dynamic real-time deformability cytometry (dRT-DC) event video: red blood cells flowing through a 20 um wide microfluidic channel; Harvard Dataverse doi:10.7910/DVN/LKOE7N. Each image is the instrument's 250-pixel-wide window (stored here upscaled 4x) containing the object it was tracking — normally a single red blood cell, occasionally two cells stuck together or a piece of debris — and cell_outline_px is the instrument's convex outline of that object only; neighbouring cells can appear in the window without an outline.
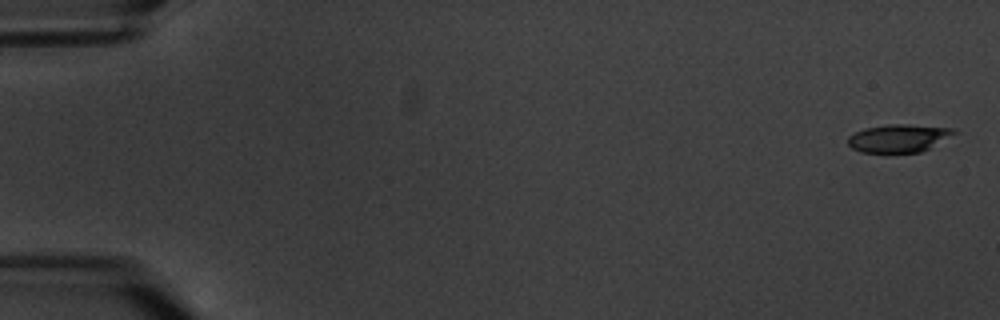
{"species": "common noctule bat (a hibernating species)", "species_latin": "Nyctalus noctula", "temperature_condition": "warm", "stored_images_in_passage": 5, "camera_frame_rate_fps": 3000, "um_per_image_px": 0.085, "animal": {"sex": "male", "body_mass_g": 20.1, "forearm_length_mm": 53.5}, "frame": {"image": 1, "passage_image": 1, "time_ms": 0.0, "image_size_px": [1000, 320], "cell_outline_px": [[960, 132], [920, 152], [884, 156], [860, 152], [852, 148], [848, 144], [848, 136], [864, 128], [888, 124], [904, 124], [952, 128]], "centroid_in_image_um": [76.34, 11.8], "position_along_channel_um": 8.7, "area_um2": 18.03}}
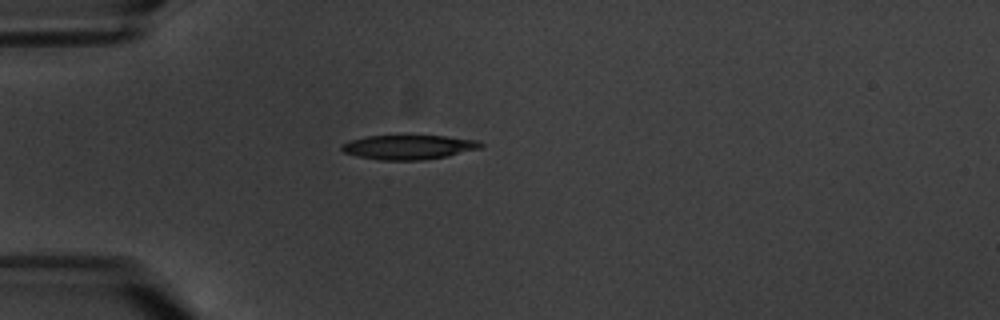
{"frame": {"image": 2, "passage_image": 5, "time_ms": 5.333, "image_size_px": [1000, 320], "cell_outline_px": [[484, 144], [480, 148], [448, 156], [424, 160], [380, 160], [360, 156], [344, 152], [340, 148], [340, 144], [348, 140], [368, 136], [444, 136], [480, 140]], "centroid_in_image_um": [34.74, 12.5], "position_along_channel_um": 50.3, "area_um2": 19.77}}